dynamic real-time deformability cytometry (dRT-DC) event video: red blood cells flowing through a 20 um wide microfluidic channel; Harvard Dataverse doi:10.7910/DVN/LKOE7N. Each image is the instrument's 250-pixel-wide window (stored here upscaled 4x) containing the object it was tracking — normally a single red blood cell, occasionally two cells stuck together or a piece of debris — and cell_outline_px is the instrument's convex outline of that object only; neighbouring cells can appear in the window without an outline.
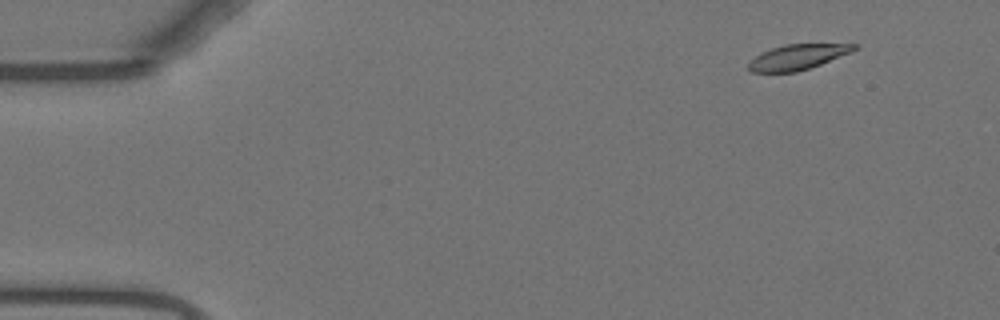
{"species": "Egyptian fruit bat (a non-hibernating species)", "species_latin": "Rousettus aegyptiacus", "temperature_condition": "warm", "stored_images_in_passage": 55, "camera_frame_rate_fps": 3000, "um_per_image_px": 0.085, "animal": {"sex": "female"}, "frame": {"image": 1, "passage_image": 5, "time_ms": 1.333, "image_size_px": [1000, 320], "cell_outline_px": [[860, 44], [852, 52], [820, 64], [796, 72], [748, 72], [748, 64], [760, 52], [784, 44]], "centroid_in_image_um": [67.78, 4.84], "position_along_channel_um": 17.2, "area_um2": 15.43}}
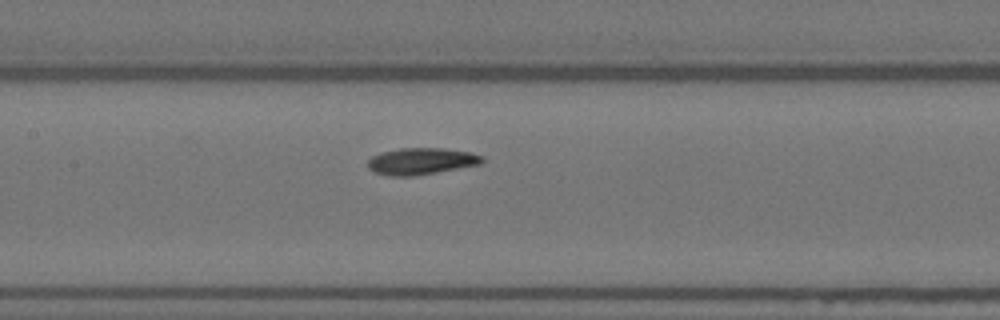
{"frame": {"image": 2, "passage_image": 26, "time_ms": 8.333, "image_size_px": [1000, 320], "cell_outline_px": [[484, 160], [480, 164], [436, 172], [412, 176], [388, 176], [376, 172], [368, 168], [368, 160], [372, 156], [384, 152], [400, 148], [444, 148], [468, 152], [484, 156]], "centroid_in_image_um": [35.8, 13.7], "position_along_channel_um": 171.6, "area_um2": 17.57}}
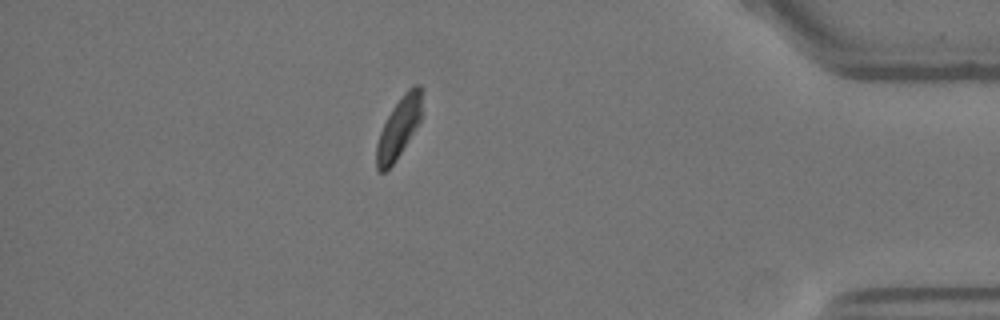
{"frame": {"image": 3, "passage_image": 48, "time_ms": 15.667, "image_size_px": [1000, 320], "cell_outline_px": [[424, 88], [420, 120], [416, 128], [396, 160], [384, 172], [380, 172], [376, 168], [376, 144], [380, 132], [392, 108], [404, 92], [408, 88], [416, 84], [420, 84]], "centroid_in_image_um": [33.92, 10.8], "position_along_channel_um": 401.3, "area_um2": 16.13}, "authors_computed_cell_mechanics": {"area_um2": 17.34, "velocity_mm_per_s": 3.6876, "shape_relaxation_time_tau1_ms": 2.5516, "shape_relaxation_time_tau2_ms": null, "deformation_change_tau1": 0.143, "deformation_change_tau2": null}}